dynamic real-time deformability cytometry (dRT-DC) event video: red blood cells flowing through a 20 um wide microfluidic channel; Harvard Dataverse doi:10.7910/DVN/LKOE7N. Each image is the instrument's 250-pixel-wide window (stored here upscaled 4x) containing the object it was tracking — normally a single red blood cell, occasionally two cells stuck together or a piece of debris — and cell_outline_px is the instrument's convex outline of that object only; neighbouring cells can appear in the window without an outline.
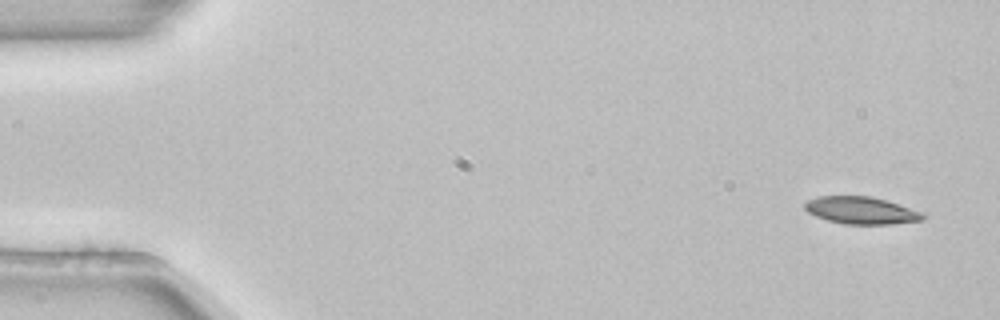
{"species": "common noctule bat (a hibernating species)", "species_latin": "Nyctalus noctula", "temperature_condition": "room temperature", "stored_images_in_passage": 4, "camera_frame_rate_fps": 3000, "um_per_image_px": 0.085, "animal": {"sex": "female", "body_mass_g": 22.7, "forearm_length_mm": 54.2}, "frame": {"image": 1, "passage_image": 1, "time_ms": 0.0, "image_size_px": [1000, 320], "cell_outline_px": [[924, 220], [892, 224], [844, 224], [828, 220], [816, 216], [808, 212], [804, 208], [804, 204], [808, 200], [820, 196], [872, 196], [888, 200], [924, 212]], "centroid_in_image_um": [73.24, 17.88], "position_along_channel_um": 11.8, "area_um2": 18.9}}
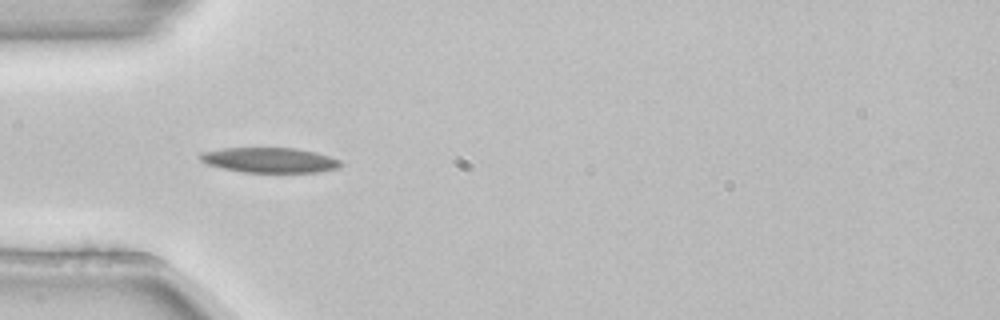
{"frame": {"image": 2, "passage_image": 4, "time_ms": 1.0, "image_size_px": [1000, 320], "cell_outline_px": [[344, 164], [340, 168], [316, 172], [244, 172], [224, 168], [208, 164], [200, 160], [200, 152], [224, 148], [296, 148], [316, 152], [340, 160]], "centroid_in_image_um": [22.96, 13.6], "position_along_channel_um": 62.0, "area_um2": 20.46}}